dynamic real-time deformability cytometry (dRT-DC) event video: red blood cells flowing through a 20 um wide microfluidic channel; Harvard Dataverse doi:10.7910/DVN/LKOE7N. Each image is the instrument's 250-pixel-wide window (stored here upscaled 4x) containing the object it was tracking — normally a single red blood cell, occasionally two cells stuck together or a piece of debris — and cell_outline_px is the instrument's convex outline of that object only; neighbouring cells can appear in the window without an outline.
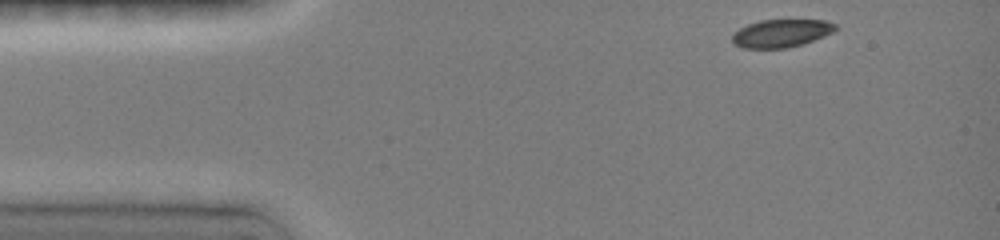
{"species": "common noctule bat (a hibernating species)", "species_latin": "Nyctalus noctula", "temperature_condition": "room temperature", "stored_images_in_passage": 34, "camera_frame_rate_fps": 3000, "um_per_image_px": 0.085, "animal": {"sex": "female", "body_mass_g": 19.0, "forearm_length_mm": 51.5}, "frame": {"image": 1, "passage_image": 1, "time_ms": 0.0, "image_size_px": [1000, 240], "cell_outline_px": [[836, 28], [832, 32], [804, 44], [788, 48], [744, 48], [736, 44], [732, 40], [732, 36], [740, 28], [748, 24], [760, 20], [824, 20], [836, 24]], "centroid_in_image_um": [66.41, 2.83], "position_along_channel_um": 18.6, "area_um2": 16.59}}
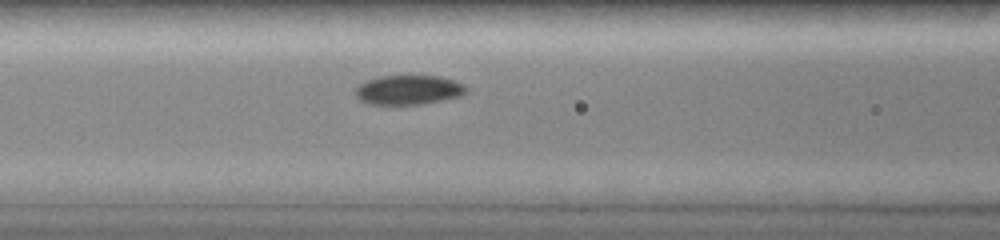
{"frame": {"image": 2, "passage_image": 13, "time_ms": 4.667, "image_size_px": [1000, 240], "cell_outline_px": [[468, 88], [460, 96], [424, 104], [368, 104], [360, 100], [356, 96], [356, 88], [360, 84], [368, 80], [380, 76], [440, 76], [452, 80]], "centroid_in_image_um": [34.7, 7.65], "position_along_channel_um": 131.9, "area_um2": 18.73}}
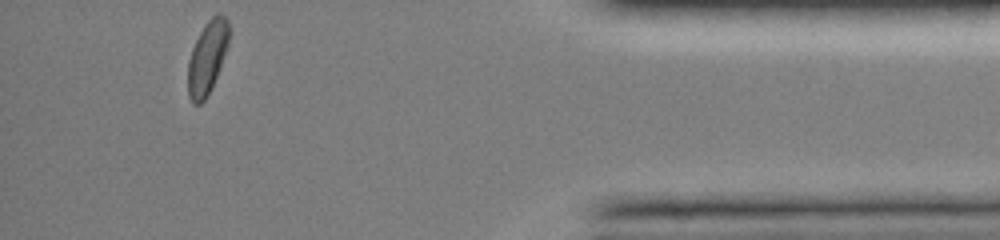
{"frame": {"image": 3, "passage_image": 34, "time_ms": 12.667, "image_size_px": [1000, 240], "cell_outline_px": [[232, 32], [228, 44], [216, 76], [204, 100], [200, 104], [192, 104], [188, 96], [188, 60], [192, 48], [204, 24], [216, 12], [220, 12], [228, 20]], "centroid_in_image_um": [17.63, 4.81], "position_along_channel_um": 417.6, "area_um2": 17.51}, "authors_computed_cell_mechanics": {"area_um2": 18.7561, "velocity_mm_per_s": 4.0267, "shape_relaxation_time_tau1_ms": 3.3285, "shape_relaxation_time_tau2_ms": null, "deformation_change_tau1": 0.1139, "deformation_change_tau2": null}}